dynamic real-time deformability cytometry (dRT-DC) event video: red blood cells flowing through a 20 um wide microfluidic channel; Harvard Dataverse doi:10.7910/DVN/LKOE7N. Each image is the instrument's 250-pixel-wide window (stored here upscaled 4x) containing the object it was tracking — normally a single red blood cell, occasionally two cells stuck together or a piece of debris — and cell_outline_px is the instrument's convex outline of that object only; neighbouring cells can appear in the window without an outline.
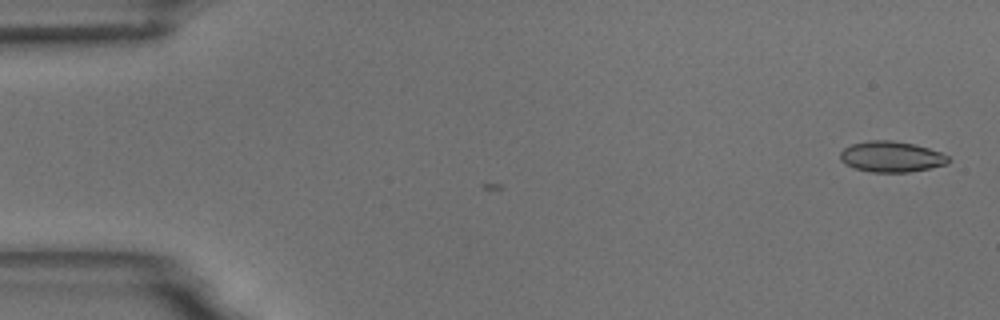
{"species": "common noctule bat (a hibernating species)", "species_latin": "Nyctalus noctula", "temperature_condition": "room temperature", "stored_images_in_passage": 7, "camera_frame_rate_fps": 3000, "um_per_image_px": 0.085, "animal": {"sex": "male", "body_mass_g": 18.8}, "frame": {"image": 1, "passage_image": 7, "time_ms": 2.0, "image_size_px": [1000, 320], "cell_outline_px": [[952, 160], [948, 164], [908, 172], [872, 172], [852, 168], [844, 164], [840, 160], [840, 152], [844, 148], [852, 144], [868, 140], [892, 140], [912, 144], [928, 148], [940, 152], [948, 156]], "centroid_in_image_um": [75.74, 13.32], "position_along_channel_um": 9.3, "area_um2": 19.48}}